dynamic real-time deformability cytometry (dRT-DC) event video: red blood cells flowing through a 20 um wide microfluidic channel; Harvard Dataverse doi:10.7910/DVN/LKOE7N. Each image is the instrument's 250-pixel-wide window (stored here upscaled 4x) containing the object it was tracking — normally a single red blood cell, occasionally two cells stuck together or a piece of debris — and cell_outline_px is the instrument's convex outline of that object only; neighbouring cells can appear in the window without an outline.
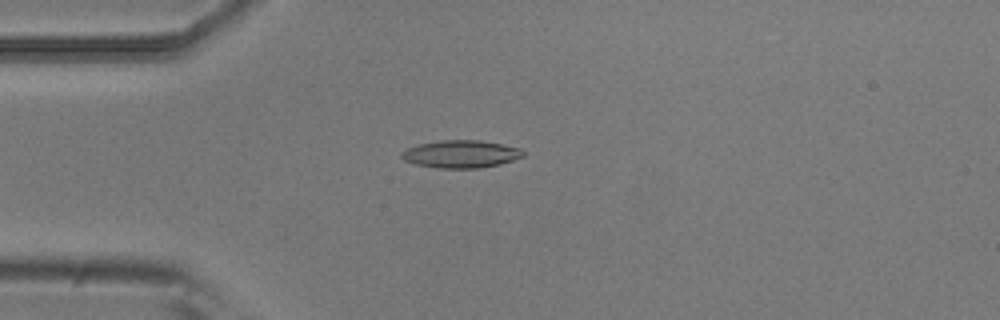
{"species": "common noctule bat (a hibernating species)", "species_latin": "Nyctalus noctula", "temperature_condition": "room temperature", "stored_images_in_passage": 5, "camera_frame_rate_fps": 3000, "um_per_image_px": 0.085, "animal": {"sex": "male", "body_mass_g": 20.5, "forearm_length_mm": 52.5}, "frame": {"image": 1, "passage_image": 4, "time_ms": 1.0, "image_size_px": [1000, 320], "cell_outline_px": [[524, 156], [500, 164], [480, 168], [440, 168], [416, 164], [404, 160], [400, 156], [400, 152], [408, 148], [420, 144], [440, 140], [480, 140], [520, 148], [524, 152]], "centroid_in_image_um": [39.17, 13.09], "position_along_channel_um": 45.8, "area_um2": 19.42}}